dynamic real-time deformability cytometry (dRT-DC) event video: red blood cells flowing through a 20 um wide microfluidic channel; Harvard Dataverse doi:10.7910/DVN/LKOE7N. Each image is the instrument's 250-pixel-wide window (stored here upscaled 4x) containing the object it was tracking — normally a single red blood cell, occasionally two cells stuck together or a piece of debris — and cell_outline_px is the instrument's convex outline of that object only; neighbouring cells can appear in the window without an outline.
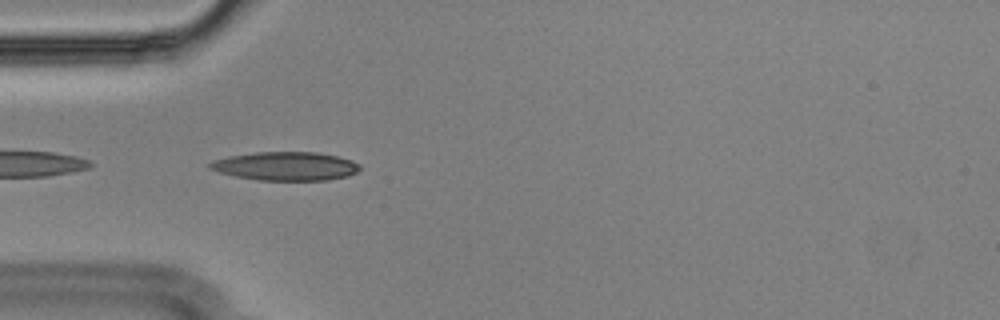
{"species": "Egyptian fruit bat (a non-hibernating species)", "species_latin": "Rousettus aegyptiacus", "temperature_condition": "cold", "stored_images_in_passage": 10, "camera_frame_rate_fps": 3000, "um_per_image_px": 0.085, "animal": {"sex": "male"}, "frame": {"image": 1, "passage_image": 1, "time_ms": 0.0, "image_size_px": [1000, 320], "cell_outline_px": [[360, 168], [356, 172], [348, 176], [328, 180], [260, 180], [236, 176], [220, 172], [208, 168], [208, 164], [212, 160], [228, 156], [256, 152], [316, 152], [336, 156], [352, 160], [360, 164]], "centroid_in_image_um": [24.28, 14.12], "position_along_channel_um": 60.7, "area_um2": 24.97}}